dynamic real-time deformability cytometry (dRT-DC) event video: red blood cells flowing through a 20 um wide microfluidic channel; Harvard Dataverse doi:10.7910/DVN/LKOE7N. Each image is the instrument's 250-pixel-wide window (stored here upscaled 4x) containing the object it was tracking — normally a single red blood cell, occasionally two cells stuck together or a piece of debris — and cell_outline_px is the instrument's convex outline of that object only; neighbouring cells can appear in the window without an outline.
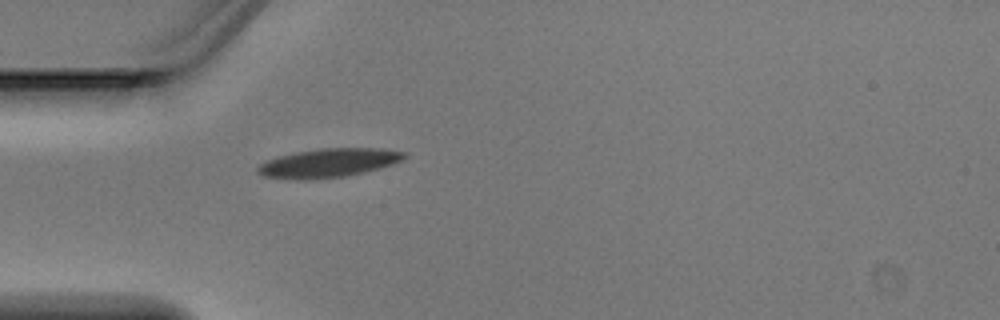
{"species": "Egyptian fruit bat (a non-hibernating species)", "species_latin": "Rousettus aegyptiacus", "temperature_condition": "warm", "stored_images_in_passage": 3, "camera_frame_rate_fps": 3000, "um_per_image_px": 0.085, "animal": {"sex": "male"}, "frame": {"image": 1, "passage_image": 3, "time_ms": 0.667, "image_size_px": [1000, 320], "cell_outline_px": [[408, 156], [392, 164], [364, 172], [344, 176], [312, 180], [300, 180], [264, 176], [256, 172], [256, 168], [264, 160], [276, 156], [292, 152], [316, 148], [384, 148], [408, 152]], "centroid_in_image_um": [27.89, 13.83], "position_along_channel_um": 57.1, "area_um2": 25.03}}